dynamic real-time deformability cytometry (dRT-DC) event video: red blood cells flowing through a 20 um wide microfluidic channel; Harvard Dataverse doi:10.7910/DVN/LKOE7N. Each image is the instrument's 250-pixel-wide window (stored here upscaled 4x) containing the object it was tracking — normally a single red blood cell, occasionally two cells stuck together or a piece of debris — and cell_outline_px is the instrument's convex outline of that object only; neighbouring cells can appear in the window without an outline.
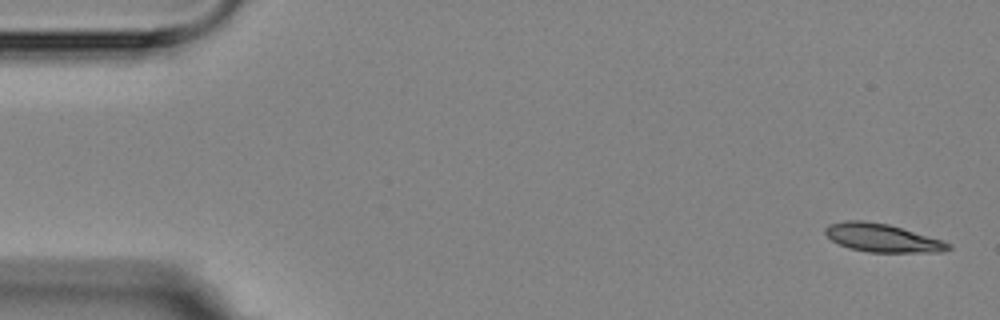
{"species": "Egyptian fruit bat (a non-hibernating species)", "species_latin": "Rousettus aegyptiacus", "temperature_condition": "room temperature", "stored_images_in_passage": 4, "camera_frame_rate_fps": 3000, "um_per_image_px": 0.085, "animal": {"sex": "female"}, "frame": {"image": 1, "passage_image": 1, "time_ms": 0.0, "image_size_px": [1000, 320], "cell_outline_px": [[952, 248], [944, 252], [868, 252], [848, 248], [832, 240], [824, 232], [824, 228], [828, 224], [848, 220], [860, 220], [888, 224], [944, 240], [952, 244]], "centroid_in_image_um": [75.03, 20.22], "position_along_channel_um": 10.0, "area_um2": 20.35}}
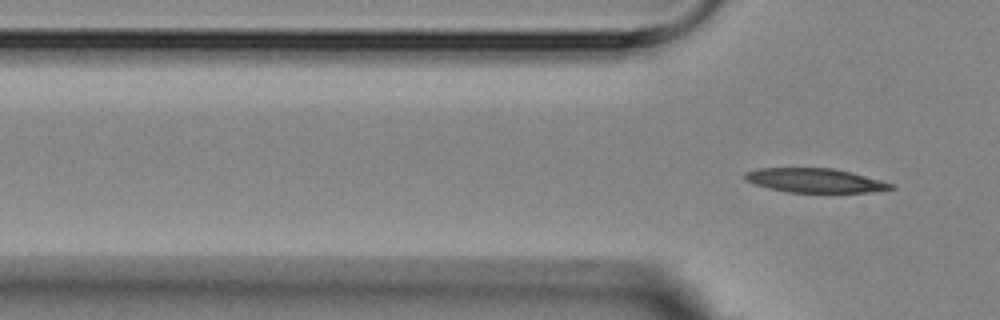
{"frame": {"image": 2, "passage_image": 4, "time_ms": 4.667, "image_size_px": [1000, 320], "cell_outline_px": [[896, 188], [868, 192], [788, 192], [768, 188], [744, 180], [744, 172], [756, 168], [832, 168], [852, 172], [880, 180], [892, 184]], "centroid_in_image_um": [69.22, 15.33], "position_along_channel_um": 56.6, "area_um2": 20.46}}